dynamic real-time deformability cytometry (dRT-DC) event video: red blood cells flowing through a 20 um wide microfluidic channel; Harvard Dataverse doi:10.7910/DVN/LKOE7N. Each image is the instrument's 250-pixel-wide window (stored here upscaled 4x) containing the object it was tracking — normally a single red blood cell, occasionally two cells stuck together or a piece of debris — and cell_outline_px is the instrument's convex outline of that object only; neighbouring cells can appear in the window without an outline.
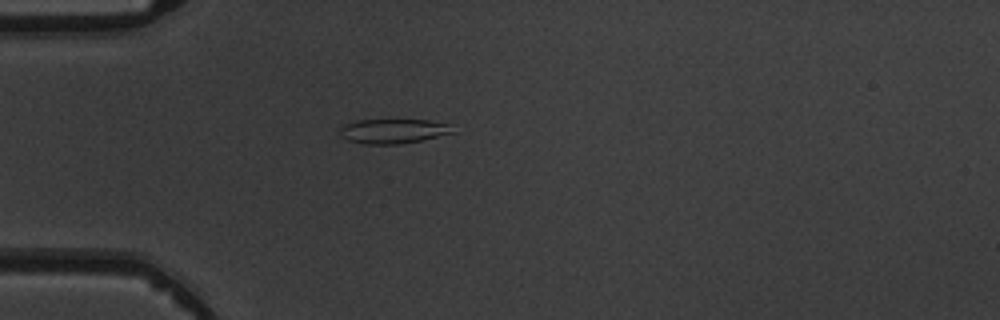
{"species": "common noctule bat (a hibernating species)", "species_latin": "Nyctalus noctula", "temperature_condition": "warm", "stored_images_in_passage": 3, "camera_frame_rate_fps": 3000, "um_per_image_px": 0.085, "animal": {"sex": "male", "body_mass_g": 19.5, "forearm_length_mm": 54.6}, "frame": {"image": 1, "passage_image": 3, "time_ms": 3.0, "image_size_px": [1000, 320], "cell_outline_px": [[456, 132], [420, 140], [400, 144], [364, 144], [348, 140], [340, 136], [340, 128], [344, 124], [356, 120], [428, 120], [452, 124]], "centroid_in_image_um": [33.44, 11.14], "position_along_channel_um": 51.6, "area_um2": 16.24}}